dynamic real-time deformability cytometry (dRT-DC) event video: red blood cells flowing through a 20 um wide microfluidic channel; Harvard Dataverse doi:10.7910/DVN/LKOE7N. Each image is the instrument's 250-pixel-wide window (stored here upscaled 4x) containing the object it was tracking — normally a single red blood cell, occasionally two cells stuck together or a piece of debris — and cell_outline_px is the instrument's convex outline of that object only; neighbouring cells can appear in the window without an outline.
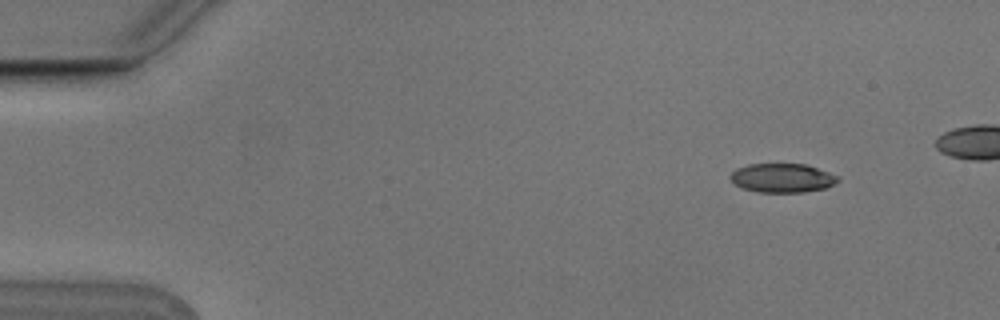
{"species": "Egyptian fruit bat (a non-hibernating species)", "species_latin": "Rousettus aegyptiacus", "temperature_condition": "cold", "stored_images_in_passage": 4, "camera_frame_rate_fps": 3000, "um_per_image_px": 0.085, "animal": {"sex": "male"}, "frame": {"image": 1, "passage_image": 1, "time_ms": 0.0, "image_size_px": [1000, 320], "cell_outline_px": [[840, 180], [836, 184], [824, 188], [804, 192], [756, 192], [744, 188], [736, 184], [728, 176], [736, 168], [748, 164], [804, 164], [840, 176]], "centroid_in_image_um": [66.51, 15.13], "position_along_channel_um": 18.5, "area_um2": 18.15}}